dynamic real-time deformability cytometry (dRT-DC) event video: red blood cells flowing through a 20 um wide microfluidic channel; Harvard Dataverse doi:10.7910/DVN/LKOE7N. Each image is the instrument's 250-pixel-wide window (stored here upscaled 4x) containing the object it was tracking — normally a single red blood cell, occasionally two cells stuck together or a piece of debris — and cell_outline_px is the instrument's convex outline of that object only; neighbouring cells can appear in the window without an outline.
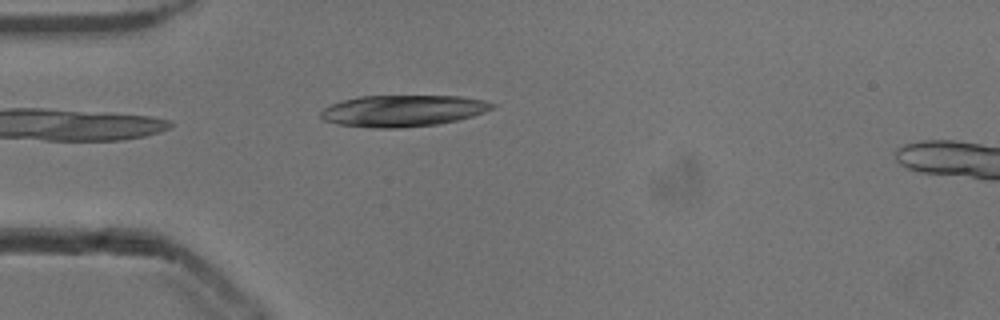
{"species": "common noctule bat (a hibernating species)", "species_latin": "Nyctalus noctula", "temperature_condition": "cold", "stored_images_in_passage": 39, "camera_frame_rate_fps": 3000, "um_per_image_px": 0.085, "animal": {"sex": "male", "body_mass_g": 13.3}, "frame": {"image": 1, "passage_image": 1, "time_ms": 0.0, "image_size_px": [1000, 320], "cell_outline_px": [[496, 104], [492, 108], [484, 112], [472, 116], [456, 120], [436, 124], [400, 128], [372, 128], [336, 124], [324, 120], [320, 116], [320, 112], [324, 108], [332, 104], [344, 100], [360, 96], [460, 96], [484, 100]], "centroid_in_image_um": [34.22, 9.42], "position_along_channel_um": 50.8, "area_um2": 31.33}}
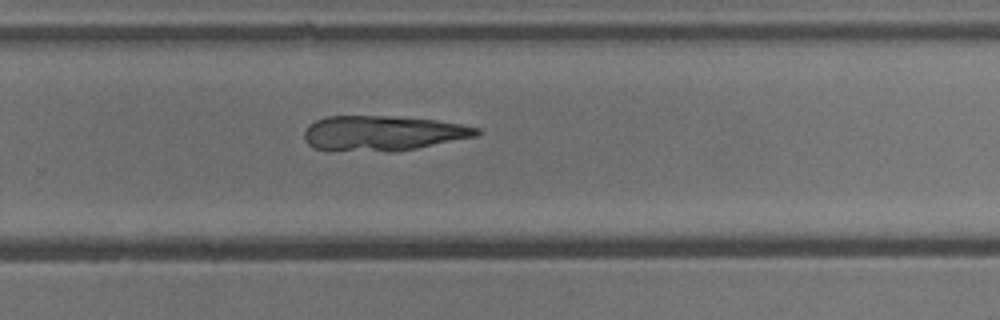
{"frame": {"image": 2, "passage_image": 21, "time_ms": 6.667, "image_size_px": [1000, 320], "cell_outline_px": [[480, 132], [476, 136], [396, 152], [328, 152], [316, 148], [308, 144], [304, 140], [304, 132], [308, 124], [316, 120], [328, 116], [392, 116], [436, 120], [460, 124], [480, 128]], "centroid_in_image_um": [32.45, 11.35], "position_along_channel_um": 297.3, "area_um2": 35.84}}
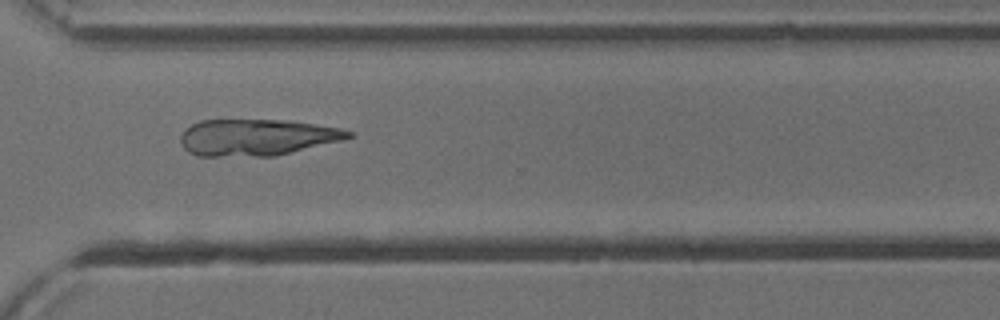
{"frame": {"image": 3, "passage_image": 25, "time_ms": 8.0, "image_size_px": [1000, 320], "cell_outline_px": [[352, 136], [340, 140], [276, 156], [196, 156], [188, 152], [184, 148], [180, 140], [180, 136], [184, 128], [200, 120], [288, 120], [340, 128], [352, 132]], "centroid_in_image_um": [21.76, 11.67], "position_along_channel_um": 348.8, "area_um2": 35.66}}